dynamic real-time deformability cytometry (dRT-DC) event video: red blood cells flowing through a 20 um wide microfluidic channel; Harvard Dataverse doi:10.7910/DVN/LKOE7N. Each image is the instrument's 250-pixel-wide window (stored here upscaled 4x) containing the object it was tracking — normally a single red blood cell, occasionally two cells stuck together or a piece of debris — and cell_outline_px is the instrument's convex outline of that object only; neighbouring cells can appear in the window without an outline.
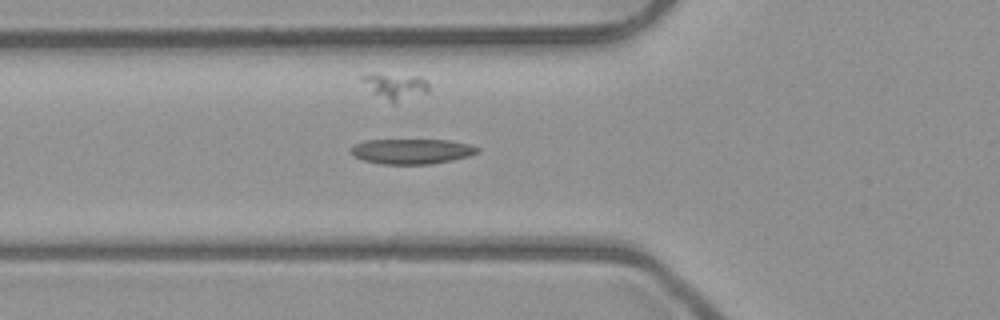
{"species": "common noctule bat (a hibernating species)", "species_latin": "Nyctalus noctula", "temperature_condition": "room temperature", "stored_images_in_passage": 32, "camera_frame_rate_fps": 3000, "um_per_image_px": 0.085, "animal": {"sex": "male", "body_mass_g": 23.1, "forearm_length_mm": 52.7}, "frame": {"image": 1, "passage_image": 2, "time_ms": 0.333, "image_size_px": [1000, 320], "cell_outline_px": [[480, 152], [468, 156], [452, 160], [432, 164], [380, 164], [364, 160], [352, 156], [348, 152], [356, 144], [364, 140], [448, 140], [468, 144], [480, 148]], "centroid_in_image_um": [34.98, 12.87], "position_along_channel_um": 90.8, "area_um2": 18.61}}
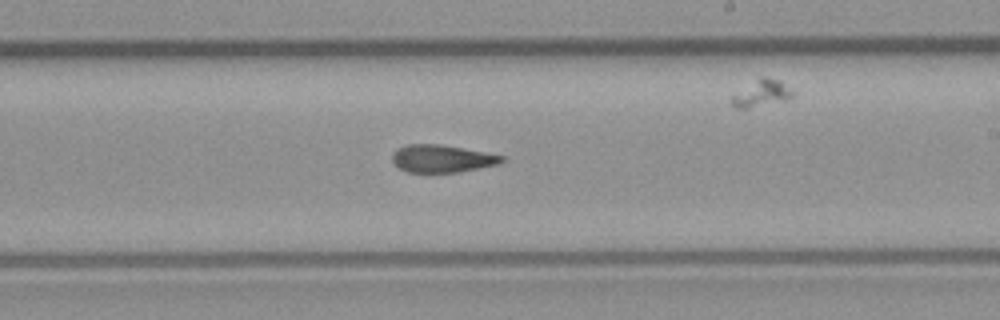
{"frame": {"image": 2, "passage_image": 14, "time_ms": 4.333, "image_size_px": [1000, 320], "cell_outline_px": [[504, 160], [500, 164], [460, 172], [408, 172], [400, 168], [392, 160], [392, 152], [396, 148], [408, 144], [440, 144], [484, 152], [504, 156]], "centroid_in_image_um": [37.56, 13.48], "position_along_channel_um": 251.4, "area_um2": 17.57}}
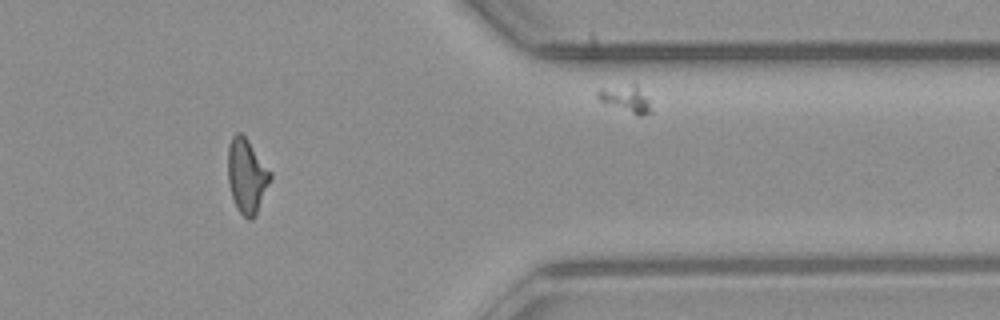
{"frame": {"image": 3, "passage_image": 26, "time_ms": 8.333, "image_size_px": [1000, 320], "cell_outline_px": [[272, 176], [256, 212], [252, 220], [248, 220], [236, 208], [228, 184], [228, 144], [232, 136], [236, 132], [240, 132], [248, 140], [272, 172]], "centroid_in_image_um": [20.96, 14.92], "position_along_channel_um": 390.4, "area_um2": 18.26}}